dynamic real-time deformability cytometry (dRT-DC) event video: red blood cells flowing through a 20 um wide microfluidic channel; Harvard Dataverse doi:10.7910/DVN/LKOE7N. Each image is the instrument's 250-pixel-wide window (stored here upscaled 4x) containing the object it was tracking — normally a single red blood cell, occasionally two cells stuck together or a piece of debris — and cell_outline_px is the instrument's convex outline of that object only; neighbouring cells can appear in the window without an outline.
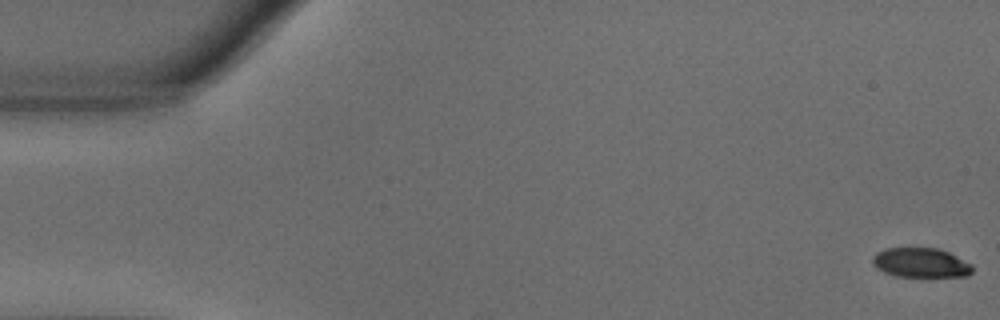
{"species": "common noctule bat (a hibernating species)", "species_latin": "Nyctalus noctula", "temperature_condition": "warm", "stored_images_in_passage": 49, "camera_frame_rate_fps": 3000, "um_per_image_px": 0.085, "animal": {"sex": "male", "body_mass_g": 18.8}, "frame": {"image": 1, "passage_image": 1, "time_ms": 0.0, "image_size_px": [1000, 320], "cell_outline_px": [[972, 272], [968, 276], [896, 276], [884, 272], [876, 268], [872, 264], [872, 256], [876, 252], [884, 248], [940, 248], [972, 264]], "centroid_in_image_um": [78.23, 22.32], "position_along_channel_um": 6.8, "area_um2": 17.22}}
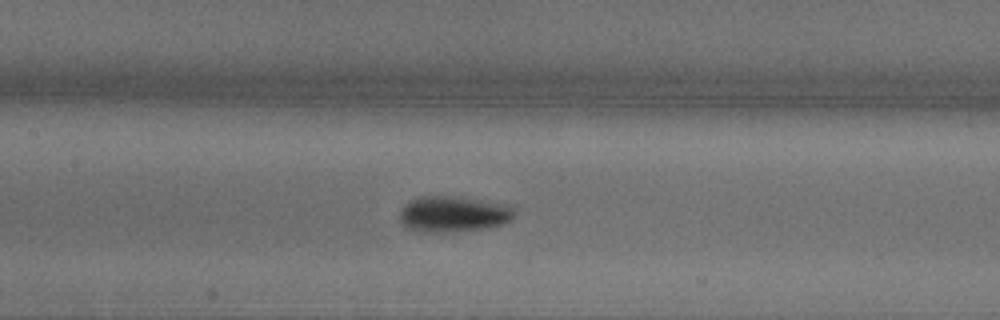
{"frame": {"image": 2, "passage_image": 26, "time_ms": 8.333, "image_size_px": [1000, 320], "cell_outline_px": [[516, 212], [512, 220], [504, 224], [488, 228], [444, 232], [420, 232], [408, 228], [400, 220], [400, 208], [412, 200], [420, 196], [460, 196], [516, 204]], "centroid_in_image_um": [38.65, 18.17], "position_along_channel_um": 168.7, "area_um2": 24.74}}
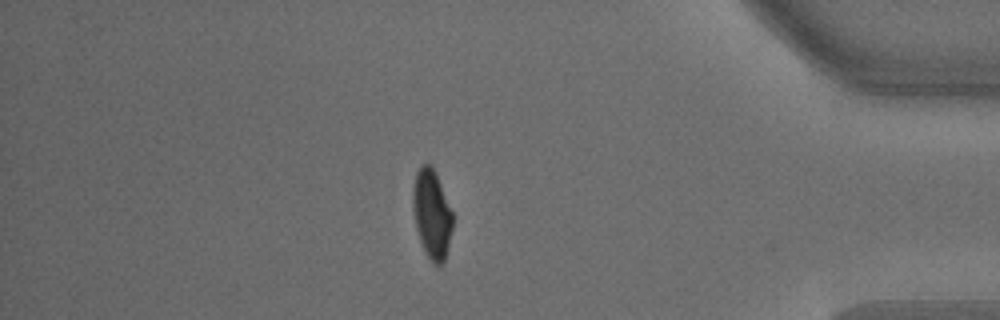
{"frame": {"image": 3, "passage_image": 48, "time_ms": 15.667, "image_size_px": [1000, 320], "cell_outline_px": [[452, 228], [444, 260], [440, 264], [436, 264], [428, 256], [420, 240], [416, 228], [412, 208], [412, 188], [416, 172], [420, 164], [432, 164], [436, 172], [452, 212]], "centroid_in_image_um": [36.68, 18.1], "position_along_channel_um": 398.5, "area_um2": 20.4}, "authors_computed_cell_mechanics": {"area_um2": 21.6172, "velocity_mm_per_s": 3.6273, "shape_relaxation_time_tau1_ms": 2.8707, "shape_relaxation_time_tau2_ms": 1.3873, "deformation_change_tau1": 0.1612, "deformation_change_tau2": 0.0337}}